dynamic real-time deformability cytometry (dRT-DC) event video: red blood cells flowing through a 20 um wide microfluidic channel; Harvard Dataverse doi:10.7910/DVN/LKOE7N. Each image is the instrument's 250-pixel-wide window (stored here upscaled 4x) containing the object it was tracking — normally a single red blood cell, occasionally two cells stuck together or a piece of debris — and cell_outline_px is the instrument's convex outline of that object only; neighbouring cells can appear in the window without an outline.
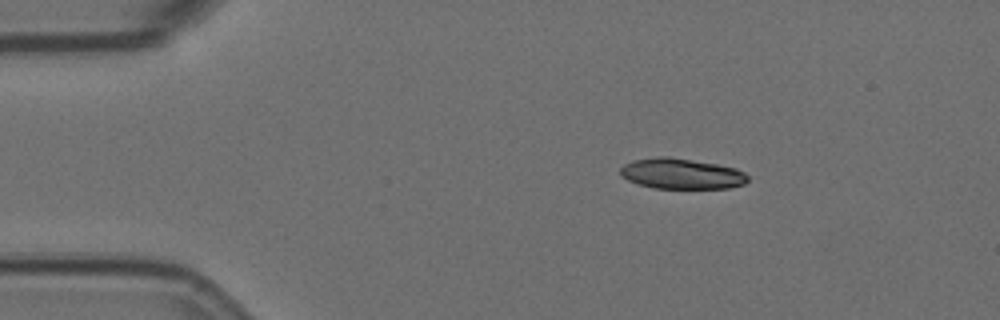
{"species": "Egyptian fruit bat (a non-hibernating species)", "species_latin": "Rousettus aegyptiacus", "temperature_condition": "room temperature", "stored_images_in_passage": 2, "camera_frame_rate_fps": 3000, "um_per_image_px": 0.085, "animal": {"sex": "female"}, "frame": {"image": 1, "passage_image": 1, "time_ms": 0.0, "image_size_px": [1000, 320], "cell_outline_px": [[748, 180], [744, 184], [728, 188], [652, 188], [628, 180], [620, 176], [620, 168], [624, 164], [632, 160], [660, 156], [668, 156], [716, 164], [736, 168], [744, 172], [748, 176]], "centroid_in_image_um": [57.91, 14.76], "position_along_channel_um": 27.1, "area_um2": 22.72}}